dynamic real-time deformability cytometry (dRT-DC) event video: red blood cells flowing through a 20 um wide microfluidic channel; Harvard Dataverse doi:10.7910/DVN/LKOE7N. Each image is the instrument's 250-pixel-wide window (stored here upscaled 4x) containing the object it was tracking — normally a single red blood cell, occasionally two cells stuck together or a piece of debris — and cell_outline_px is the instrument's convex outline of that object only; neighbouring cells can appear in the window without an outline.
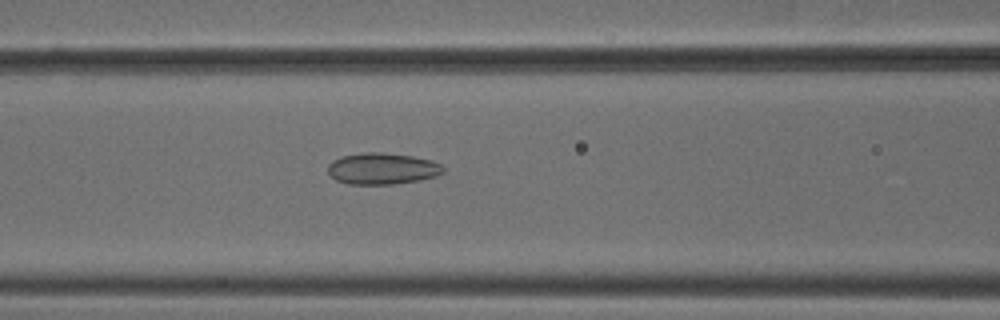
{"species": "common noctule bat (a hibernating species)", "species_latin": "Nyctalus noctula", "temperature_condition": "cold", "stored_images_in_passage": 52, "camera_frame_rate_fps": 3000, "um_per_image_px": 0.085, "animal": {"sex": "male", "body_mass_g": 18.8}, "frame": {"image": 1, "passage_image": 22, "time_ms": 7.0, "image_size_px": [1000, 320], "cell_outline_px": [[444, 172], [436, 176], [420, 180], [392, 184], [348, 184], [336, 180], [328, 172], [328, 164], [332, 160], [340, 156], [364, 152], [380, 152], [412, 156], [432, 160], [440, 164], [444, 168]], "centroid_in_image_um": [32.48, 14.33], "position_along_channel_um": 134.1, "area_um2": 21.21}}
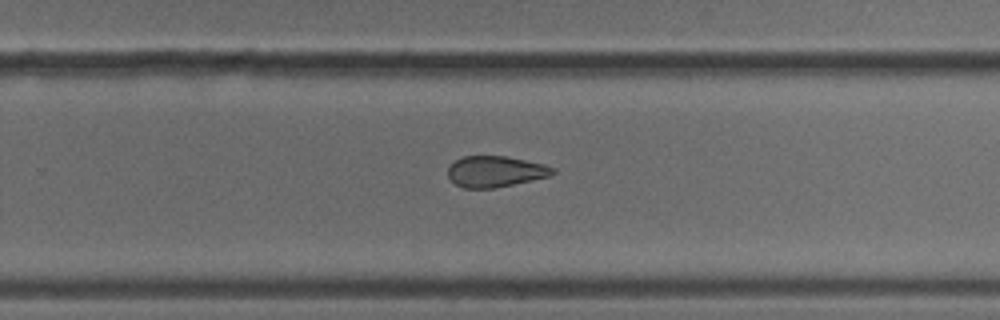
{"frame": {"image": 2, "passage_image": 34, "time_ms": 11.0, "image_size_px": [1000, 320], "cell_outline_px": [[556, 172], [548, 176], [512, 184], [492, 188], [464, 188], [456, 184], [448, 176], [448, 168], [456, 160], [464, 156], [504, 156], [544, 164], [552, 168]], "centroid_in_image_um": [42.07, 14.57], "position_along_channel_um": 287.7, "area_um2": 18.5}}
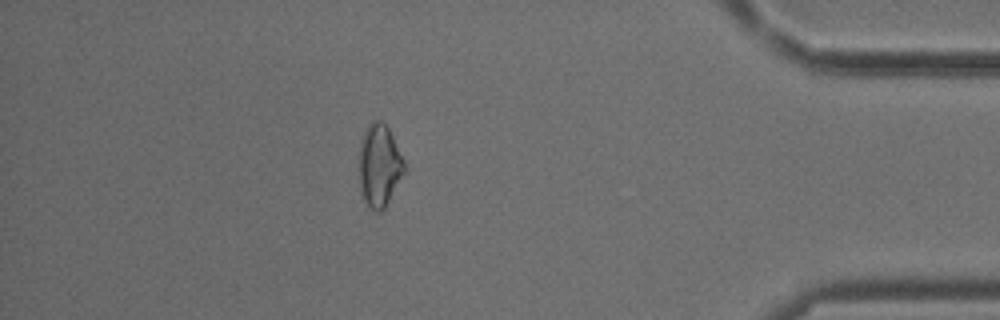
{"frame": {"image": 3, "passage_image": 46, "time_ms": 15.0, "image_size_px": [1000, 320], "cell_outline_px": [[404, 172], [384, 208], [380, 212], [376, 212], [364, 200], [360, 184], [360, 140], [368, 124], [372, 120], [380, 120], [388, 128], [404, 160]], "centroid_in_image_um": [32.23, 14.03], "position_along_channel_um": 403.0, "area_um2": 21.15}, "authors_computed_cell_mechanics": {"area_um2": 21.8195, "velocity_mm_per_s": 3.8386, "shape_relaxation_time_tau1_ms": null, "shape_relaxation_time_tau2_ms": 9.279, "deformation_change_tau1": null, "deformation_change_tau2": 0.1757}}